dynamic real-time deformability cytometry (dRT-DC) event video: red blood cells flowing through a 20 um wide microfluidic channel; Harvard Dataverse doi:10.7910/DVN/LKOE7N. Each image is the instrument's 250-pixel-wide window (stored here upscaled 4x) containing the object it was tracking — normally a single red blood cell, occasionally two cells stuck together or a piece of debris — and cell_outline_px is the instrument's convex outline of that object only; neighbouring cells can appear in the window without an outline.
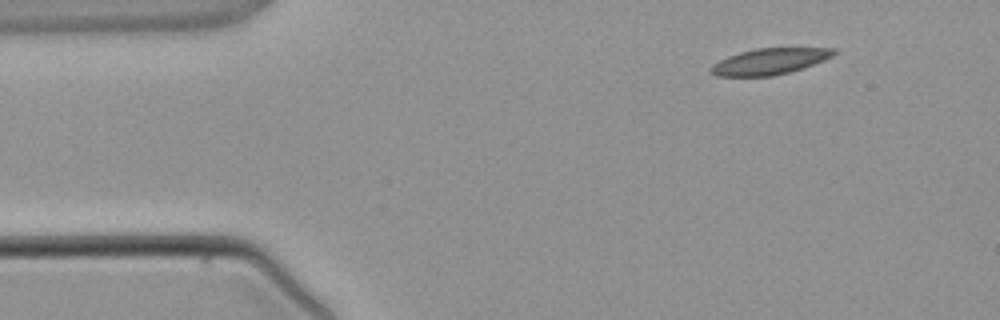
{"species": "common noctule bat (a hibernating species)", "species_latin": "Nyctalus noctula", "temperature_condition": "warm", "stored_images_in_passage": 3, "camera_frame_rate_fps": 3000, "um_per_image_px": 0.085, "animal": {"sex": "male", "body_mass_g": 21.5, "forearm_length_mm": 52.0}, "frame": {"image": 1, "passage_image": 1, "time_ms": 0.0, "image_size_px": [1000, 320], "cell_outline_px": [[836, 52], [832, 56], [824, 60], [804, 68], [772, 76], [716, 76], [708, 72], [708, 68], [712, 64], [728, 56], [740, 52], [756, 48], [836, 48]], "centroid_in_image_um": [65.38, 5.22], "position_along_channel_um": 19.6, "area_um2": 18.79}}
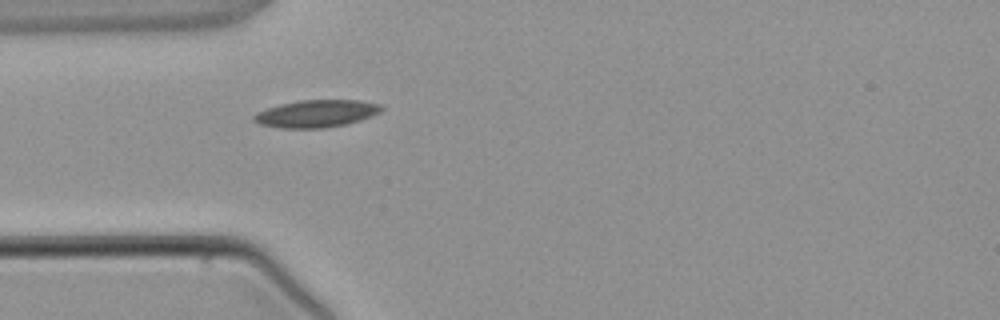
{"frame": {"image": 2, "passage_image": 3, "time_ms": 2.333, "image_size_px": [1000, 320], "cell_outline_px": [[384, 108], [380, 112], [360, 120], [344, 124], [324, 128], [280, 128], [260, 124], [252, 120], [252, 116], [256, 112], [280, 104], [300, 100], [360, 100], [380, 104]], "centroid_in_image_um": [26.87, 9.65], "position_along_channel_um": 58.1, "area_um2": 20.29}}